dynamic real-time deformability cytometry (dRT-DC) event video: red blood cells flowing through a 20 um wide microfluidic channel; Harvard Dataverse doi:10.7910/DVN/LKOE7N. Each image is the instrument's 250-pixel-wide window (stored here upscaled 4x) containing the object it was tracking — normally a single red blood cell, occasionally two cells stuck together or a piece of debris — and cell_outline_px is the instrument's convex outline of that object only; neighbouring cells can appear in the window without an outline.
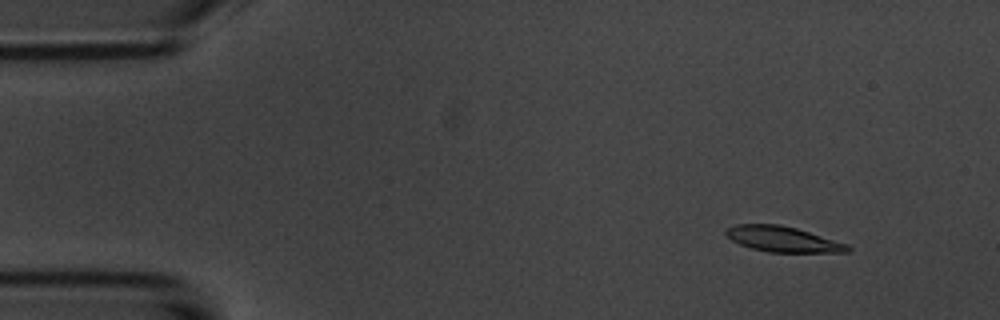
{"species": "common noctule bat (a hibernating species)", "species_latin": "Nyctalus noctula", "temperature_condition": "room temperature", "stored_images_in_passage": 6, "camera_frame_rate_fps": 3000, "um_per_image_px": 0.085, "animal": {"sex": "male", "body_mass_g": 20.1, "forearm_length_mm": 53.5}, "frame": {"image": 1, "passage_image": 2, "time_ms": 1.0, "image_size_px": [1000, 320], "cell_outline_px": [[852, 248], [848, 252], [768, 252], [752, 248], [740, 244], [732, 240], [724, 232], [728, 228], [736, 224], [780, 224], [796, 228], [848, 244]], "centroid_in_image_um": [66.55, 20.33], "position_along_channel_um": 18.4, "area_um2": 17.92}}
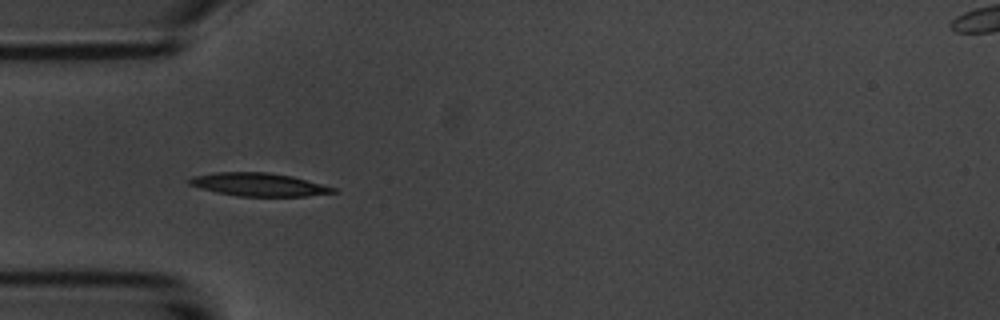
{"frame": {"image": 2, "passage_image": 5, "time_ms": 4.667, "image_size_px": [1000, 320], "cell_outline_px": [[340, 192], [308, 196], [240, 196], [216, 192], [200, 188], [188, 184], [188, 180], [192, 176], [216, 172], [268, 172], [292, 176], [336, 188]], "centroid_in_image_um": [22.01, 15.68], "position_along_channel_um": 63.0, "area_um2": 19.42}}